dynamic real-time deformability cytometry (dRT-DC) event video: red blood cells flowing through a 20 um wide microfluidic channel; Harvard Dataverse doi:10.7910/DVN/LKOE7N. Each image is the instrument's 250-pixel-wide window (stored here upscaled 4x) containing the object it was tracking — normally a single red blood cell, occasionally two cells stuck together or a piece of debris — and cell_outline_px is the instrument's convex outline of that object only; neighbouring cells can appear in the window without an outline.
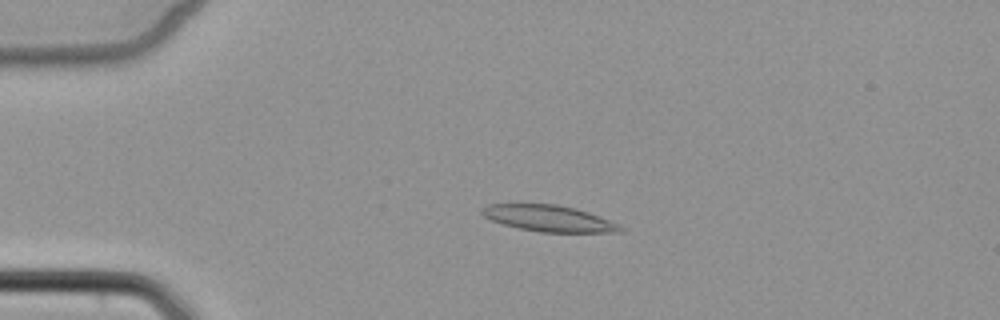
{"species": "common noctule bat (a hibernating species)", "species_latin": "Nyctalus noctula", "temperature_condition": "cold", "stored_images_in_passage": 3, "camera_frame_rate_fps": 3000, "um_per_image_px": 0.085, "animal": {"sex": "female", "body_mass_g": 22.7, "forearm_length_mm": 54.2}, "frame": {"image": 1, "passage_image": 2, "time_ms": 1.333, "image_size_px": [1000, 320], "cell_outline_px": [[624, 232], [540, 232], [520, 228], [504, 224], [492, 220], [484, 216], [480, 212], [488, 204], [516, 200], [520, 200], [556, 204], [576, 208], [588, 212], [608, 220], [624, 228]], "centroid_in_image_um": [46.54, 18.5], "position_along_channel_um": 38.5, "area_um2": 21.91}}